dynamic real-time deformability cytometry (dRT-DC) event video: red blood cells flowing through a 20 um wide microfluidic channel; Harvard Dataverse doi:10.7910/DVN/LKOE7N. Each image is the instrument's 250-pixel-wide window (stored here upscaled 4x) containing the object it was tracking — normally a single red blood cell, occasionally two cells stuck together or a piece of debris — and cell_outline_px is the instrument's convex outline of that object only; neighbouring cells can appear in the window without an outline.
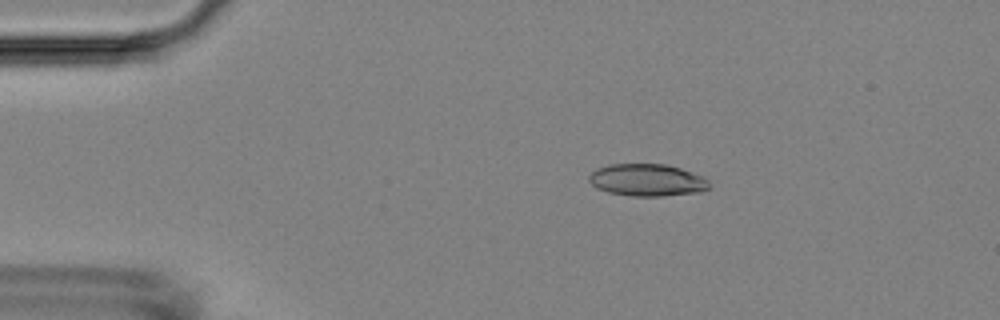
{"species": "Egyptian fruit bat (a non-hibernating species)", "species_latin": "Rousettus aegyptiacus", "temperature_condition": "room temperature", "stored_images_in_passage": 45, "camera_frame_rate_fps": 3000, "um_per_image_px": 0.085, "animal": {"sex": "female"}, "frame": {"image": 1, "passage_image": 1, "time_ms": 0.0, "image_size_px": [1000, 320], "cell_outline_px": [[712, 184], [708, 188], [700, 192], [660, 196], [632, 196], [608, 192], [596, 188], [588, 180], [588, 176], [596, 168], [608, 164], [668, 164], [704, 176]], "centroid_in_image_um": [55.01, 15.3], "position_along_channel_um": 30.0, "area_um2": 22.77}}
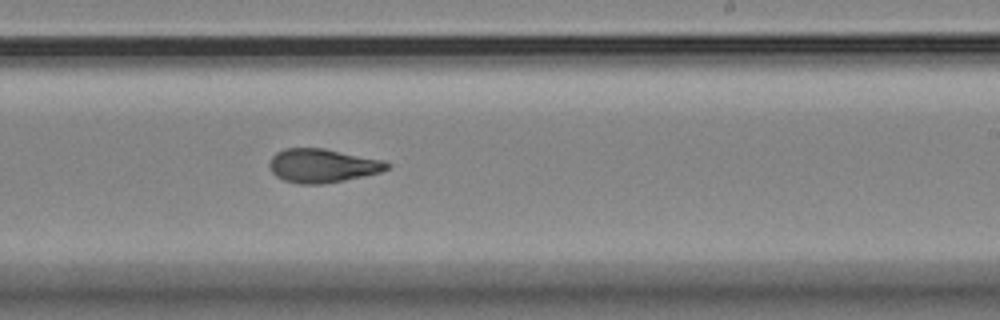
{"frame": {"image": 2, "passage_image": 24, "time_ms": 7.667, "image_size_px": [1000, 320], "cell_outline_px": [[392, 164], [388, 168], [380, 172], [364, 176], [324, 184], [300, 184], [284, 180], [276, 176], [272, 172], [268, 164], [272, 156], [276, 152], [284, 148], [324, 148], [384, 160]], "centroid_in_image_um": [27.41, 14.07], "position_along_channel_um": 261.6, "area_um2": 23.24}}
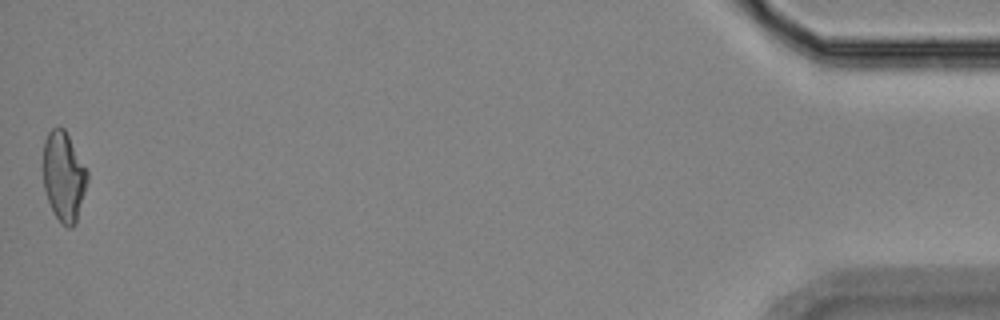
{"frame": {"image": 3, "passage_image": 45, "time_ms": 14.667, "image_size_px": [1000, 320], "cell_outline_px": [[88, 180], [76, 224], [72, 228], [68, 228], [60, 224], [52, 212], [44, 188], [44, 140], [48, 132], [52, 128], [64, 128], [88, 172]], "centroid_in_image_um": [5.42, 15.06], "position_along_channel_um": 429.8, "area_um2": 23.06}, "authors_computed_cell_mechanics": {"area_um2": 23.12, "velocity_mm_per_s": 3.6898, "shape_relaxation_time_tau1_ms": 9.8032, "shape_relaxation_time_tau2_ms": 2.0751, "deformation_change_tau1": 0.2268, "deformation_change_tau2": 0.103}}